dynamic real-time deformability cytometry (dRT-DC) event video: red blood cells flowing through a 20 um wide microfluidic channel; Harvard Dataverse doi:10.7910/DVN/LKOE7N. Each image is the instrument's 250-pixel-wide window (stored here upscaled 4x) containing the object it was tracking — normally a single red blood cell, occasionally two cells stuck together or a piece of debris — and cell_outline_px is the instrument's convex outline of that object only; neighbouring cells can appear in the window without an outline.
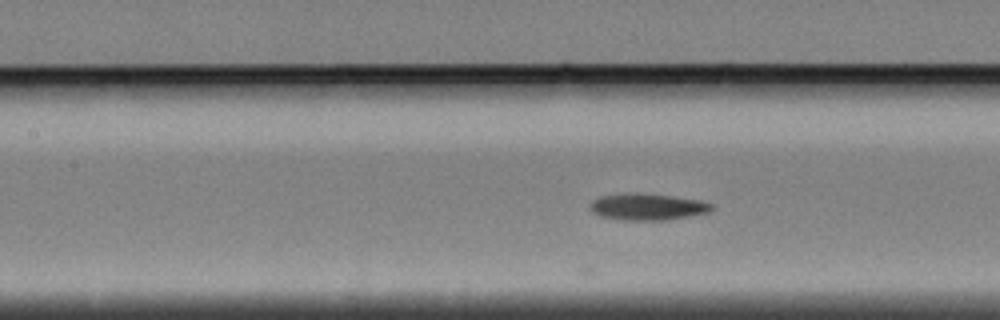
{"species": "Egyptian fruit bat (a non-hibernating species)", "species_latin": "Rousettus aegyptiacus", "temperature_condition": "cold", "stored_images_in_passage": 21, "camera_frame_rate_fps": 3000, "um_per_image_px": 0.085, "animal": {"sex": "female"}, "frame": {"image": 1, "passage_image": 12, "time_ms": 3.667, "image_size_px": [1000, 320], "cell_outline_px": [[712, 208], [708, 212], [692, 216], [668, 220], [616, 220], [600, 216], [592, 212], [588, 208], [588, 204], [592, 200], [600, 196], [636, 192], [700, 200], [712, 204]], "centroid_in_image_um": [54.96, 17.59], "position_along_channel_um": 152.4, "area_um2": 19.02}}
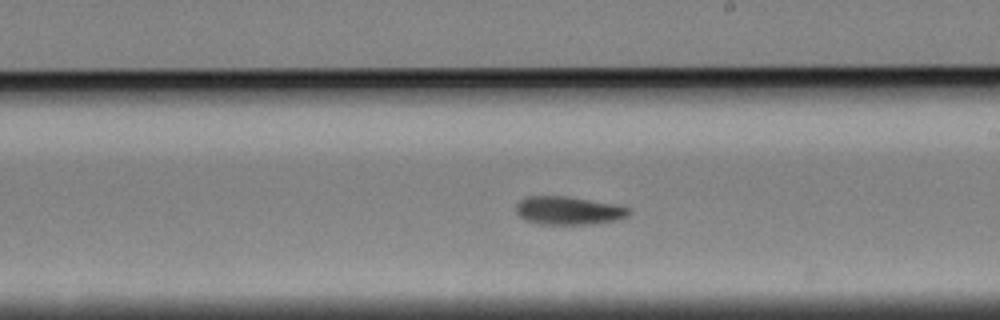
{"frame": {"image": 2, "passage_image": 20, "time_ms": 6.333, "image_size_px": [1000, 320], "cell_outline_px": [[632, 212], [628, 216], [616, 220], [592, 224], [540, 224], [524, 220], [516, 212], [516, 204], [524, 196], [568, 196], [612, 204], [632, 208]], "centroid_in_image_um": [48.31, 17.9], "position_along_channel_um": 240.7, "area_um2": 18.67}}